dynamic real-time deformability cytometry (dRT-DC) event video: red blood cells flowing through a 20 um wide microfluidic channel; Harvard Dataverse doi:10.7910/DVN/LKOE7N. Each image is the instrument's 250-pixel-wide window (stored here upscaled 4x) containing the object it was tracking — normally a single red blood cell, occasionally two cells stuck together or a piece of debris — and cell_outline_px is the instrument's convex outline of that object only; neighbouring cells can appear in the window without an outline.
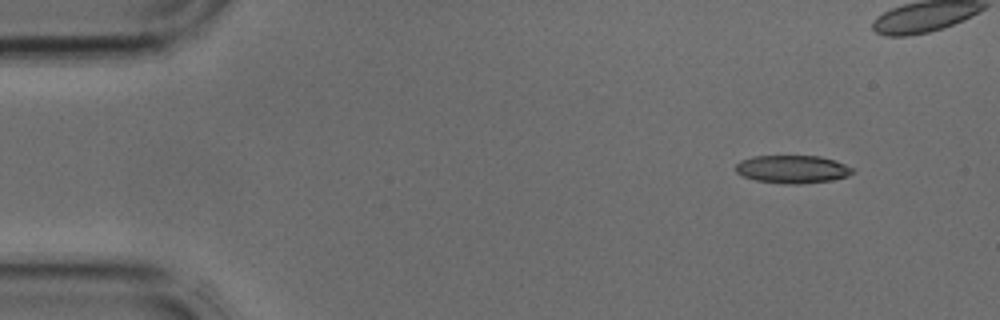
{"species": "common noctule bat (a hibernating species)", "species_latin": "Nyctalus noctula", "temperature_condition": "cold", "stored_images_in_passage": 3, "camera_frame_rate_fps": 3000, "um_per_image_px": 0.085, "animal": {"sex": "male", "body_mass_g": 17.9, "forearm_length_mm": 54.2}, "frame": {"image": 1, "passage_image": 1, "time_ms": 0.0, "image_size_px": [1000, 320], "cell_outline_px": [[856, 172], [848, 176], [832, 180], [800, 184], [788, 184], [756, 180], [744, 176], [736, 172], [736, 164], [740, 160], [752, 156], [820, 156], [836, 160], [852, 168]], "centroid_in_image_um": [67.38, 14.38], "position_along_channel_um": 17.6, "area_um2": 19.07}}